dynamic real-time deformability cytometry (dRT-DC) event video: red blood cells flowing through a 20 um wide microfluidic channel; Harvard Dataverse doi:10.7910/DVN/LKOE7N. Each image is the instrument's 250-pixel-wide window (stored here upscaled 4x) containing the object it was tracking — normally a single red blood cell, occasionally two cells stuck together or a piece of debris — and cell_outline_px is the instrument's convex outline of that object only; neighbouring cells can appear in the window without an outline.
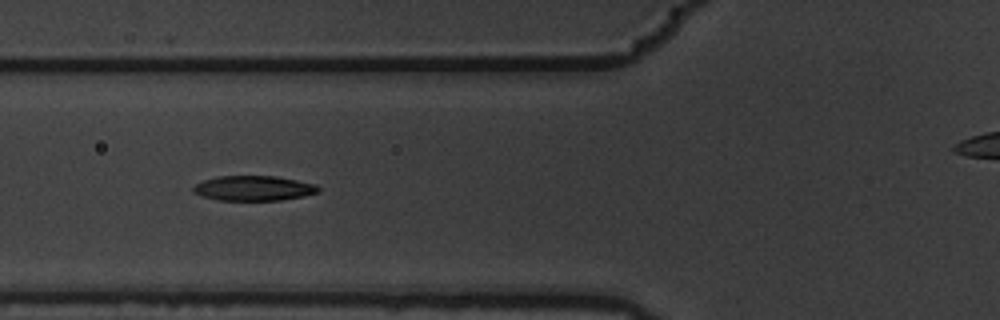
{"species": "common noctule bat (a hibernating species)", "species_latin": "Nyctalus noctula", "temperature_condition": "warm", "stored_images_in_passage": 9, "segment_of_instrument_passage": [1, 2], "camera_frame_rate_fps": 3000, "um_per_image_px": 0.085, "animal": {"sex": "male", "body_mass_g": 19.5, "forearm_length_mm": 54.6}, "frame": {"image": 1, "passage_image": 7, "time_ms": 2.0, "image_size_px": [1000, 320], "cell_outline_px": [[320, 192], [304, 196], [280, 200], [220, 200], [200, 196], [192, 192], [192, 188], [196, 184], [204, 180], [220, 176], [276, 176], [316, 184], [320, 188]], "centroid_in_image_um": [21.57, 16.0], "position_along_channel_um": 104.2, "area_um2": 18.21}}
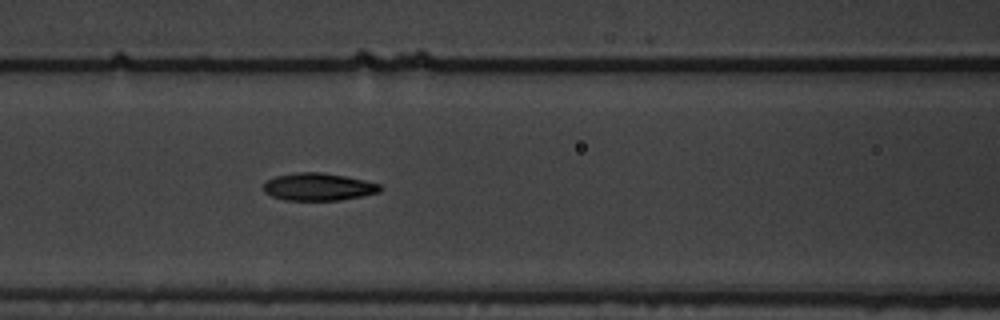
{"frame": {"image": 2, "passage_image": 8, "time_ms": 2.333, "image_size_px": [1000, 320], "cell_outline_px": [[384, 188], [380, 192], [340, 200], [284, 200], [272, 196], [264, 192], [264, 184], [268, 180], [276, 176], [296, 172], [320, 172], [344, 176], [364, 180], [380, 184]], "centroid_in_image_um": [27.07, 15.88], "position_along_channel_um": 139.5, "area_um2": 18.61}}